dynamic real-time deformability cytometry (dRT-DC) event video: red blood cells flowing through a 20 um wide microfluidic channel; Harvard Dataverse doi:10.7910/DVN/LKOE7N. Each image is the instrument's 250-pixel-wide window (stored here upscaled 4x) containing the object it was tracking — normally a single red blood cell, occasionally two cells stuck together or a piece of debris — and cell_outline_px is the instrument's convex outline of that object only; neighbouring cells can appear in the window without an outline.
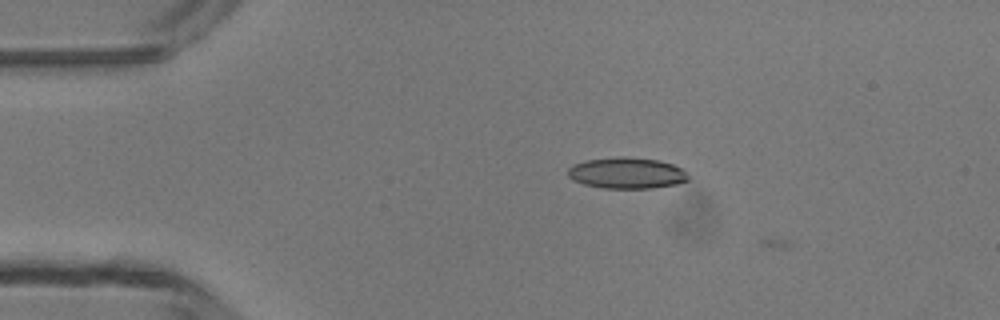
{"species": "common noctule bat (a hibernating species)", "species_latin": "Nyctalus noctula", "temperature_condition": "room temperature", "stored_images_in_passage": 3, "camera_frame_rate_fps": 3000, "um_per_image_px": 0.085, "animal": {"sex": "male", "body_mass_g": 13.3}, "frame": {"image": 1, "passage_image": 2, "time_ms": 1.333, "image_size_px": [1000, 320], "cell_outline_px": [[688, 180], [676, 184], [652, 188], [604, 188], [584, 184], [572, 180], [568, 176], [568, 168], [572, 164], [588, 160], [620, 156], [624, 156], [660, 160], [672, 164], [680, 168], [688, 176]], "centroid_in_image_um": [53.25, 14.7], "position_along_channel_um": 31.8, "area_um2": 21.79}}